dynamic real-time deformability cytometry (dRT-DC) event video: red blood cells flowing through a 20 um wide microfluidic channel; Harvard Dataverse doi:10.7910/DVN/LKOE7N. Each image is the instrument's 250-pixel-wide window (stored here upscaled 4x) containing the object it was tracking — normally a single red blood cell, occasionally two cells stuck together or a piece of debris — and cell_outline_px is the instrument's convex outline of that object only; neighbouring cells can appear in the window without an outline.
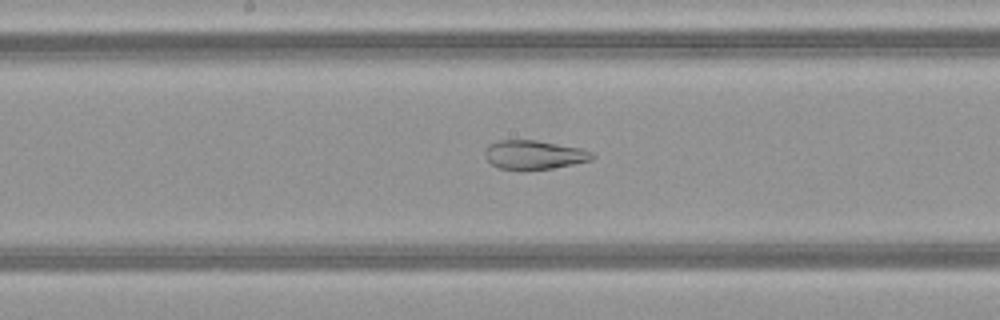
{"species": "common noctule bat (a hibernating species)", "species_latin": "Nyctalus noctula", "temperature_condition": "warm", "stored_images_in_passage": 44, "camera_frame_rate_fps": 3000, "um_per_image_px": 0.085, "animal": {"sex": "female", "body_mass_g": 21.9}, "frame": {"image": 1, "passage_image": 21, "time_ms": 6.667, "image_size_px": [1000, 320], "cell_outline_px": [[596, 156], [592, 160], [552, 168], [500, 168], [492, 164], [484, 156], [484, 152], [488, 144], [496, 140], [536, 140], [580, 148], [592, 152]], "centroid_in_image_um": [45.39, 13.12], "position_along_channel_um": 202.8, "area_um2": 17.74}}
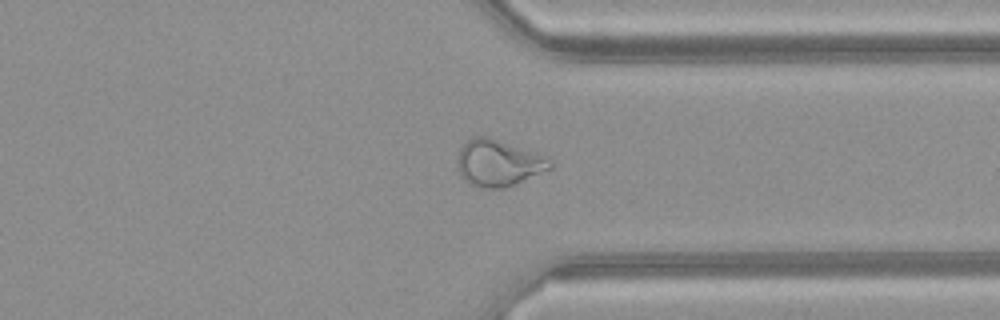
{"frame": {"image": 2, "passage_image": 33, "time_ms": 10.667, "image_size_px": [1000, 320], "cell_outline_px": [[552, 168], [504, 188], [480, 188], [464, 180], [460, 176], [460, 148], [468, 140], [476, 136], [488, 136], [536, 152], [548, 160], [552, 164]], "centroid_in_image_um": [42.37, 13.85], "position_along_channel_um": 369.0, "area_um2": 24.51}}
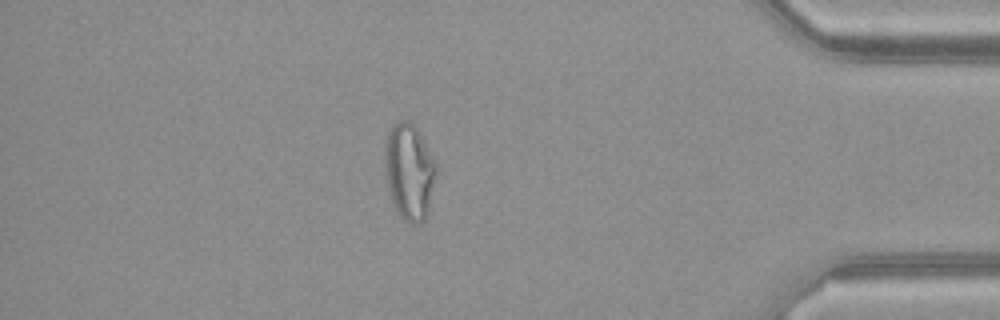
{"frame": {"image": 3, "passage_image": 38, "time_ms": 12.333, "image_size_px": [1000, 320], "cell_outline_px": [[436, 172], [428, 212], [424, 220], [420, 224], [408, 224], [396, 212], [388, 188], [384, 172], [384, 144], [388, 132], [392, 124], [400, 120], [408, 120], [416, 128], [436, 164]], "centroid_in_image_um": [34.75, 14.61], "position_along_channel_um": 400.5, "area_um2": 28.9}, "authors_computed_cell_mechanics": {"area_um2": 27.0793, "velocity_mm_per_s": 4.1753, "shape_relaxation_time_tau1_ms": null, "shape_relaxation_time_tau2_ms": 1.4088, "deformation_change_tau1": null, "deformation_change_tau2": 0.0928}}